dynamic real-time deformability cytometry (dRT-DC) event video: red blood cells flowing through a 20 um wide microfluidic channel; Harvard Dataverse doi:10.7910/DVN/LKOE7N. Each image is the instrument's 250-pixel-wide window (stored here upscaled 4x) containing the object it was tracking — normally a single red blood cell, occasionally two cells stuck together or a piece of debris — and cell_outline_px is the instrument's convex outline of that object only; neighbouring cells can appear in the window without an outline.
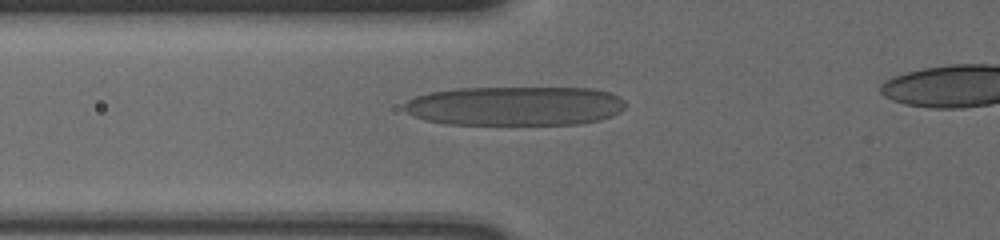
{"species": "human", "species_latin": "Homo sapiens", "temperature_condition": "cold", "stored_images_in_passage": 45, "camera_frame_rate_fps": 3000, "um_per_image_px": 0.085, "donor": {"sex": "male"}, "frame": {"image": 1, "passage_image": 14, "time_ms": 4.333, "image_size_px": [1000, 240], "cell_outline_px": [[628, 104], [620, 112], [612, 116], [600, 120], [576, 124], [448, 124], [424, 120], [412, 116], [404, 108], [404, 104], [408, 100], [416, 96], [432, 92], [460, 88], [592, 88], [608, 92], [620, 96]], "centroid_in_image_um": [43.82, 9.0], "position_along_channel_um": 82.0, "area_um2": 50.81}}
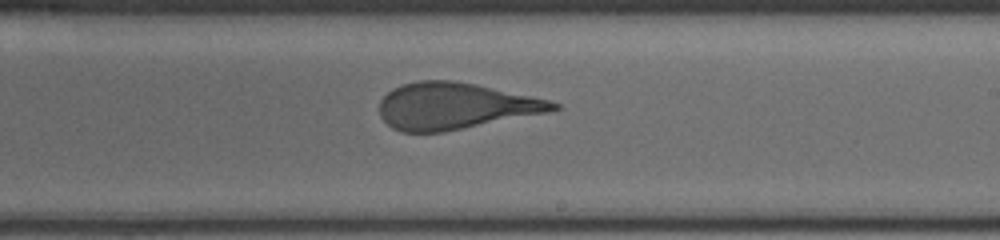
{"frame": {"image": 2, "passage_image": 28, "time_ms": 9.0, "image_size_px": [1000, 240], "cell_outline_px": [[560, 108], [544, 112], [444, 132], [400, 132], [392, 128], [380, 116], [380, 100], [392, 88], [404, 84], [420, 80], [452, 80], [476, 84], [548, 100], [560, 104]], "centroid_in_image_um": [38.6, 9.01], "position_along_channel_um": 250.4, "area_um2": 46.41}}
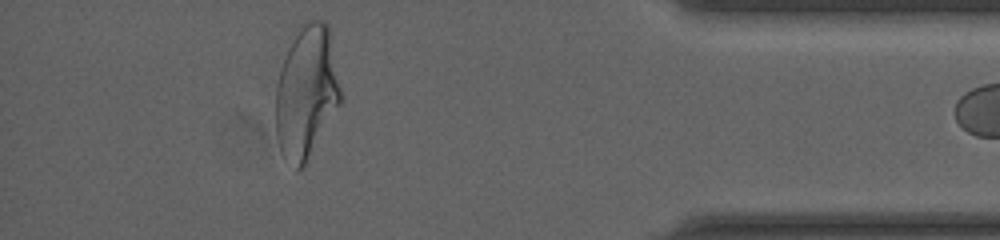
{"frame": {"image": 3, "passage_image": 44, "time_ms": 14.333, "image_size_px": [1000, 240], "cell_outline_px": [[344, 96], [304, 164], [296, 172], [280, 152], [276, 136], [276, 84], [288, 48], [304, 24], [312, 20], [324, 20], [328, 24]], "centroid_in_image_um": [26.07, 7.85], "position_along_channel_um": 409.1, "area_um2": 49.71}}